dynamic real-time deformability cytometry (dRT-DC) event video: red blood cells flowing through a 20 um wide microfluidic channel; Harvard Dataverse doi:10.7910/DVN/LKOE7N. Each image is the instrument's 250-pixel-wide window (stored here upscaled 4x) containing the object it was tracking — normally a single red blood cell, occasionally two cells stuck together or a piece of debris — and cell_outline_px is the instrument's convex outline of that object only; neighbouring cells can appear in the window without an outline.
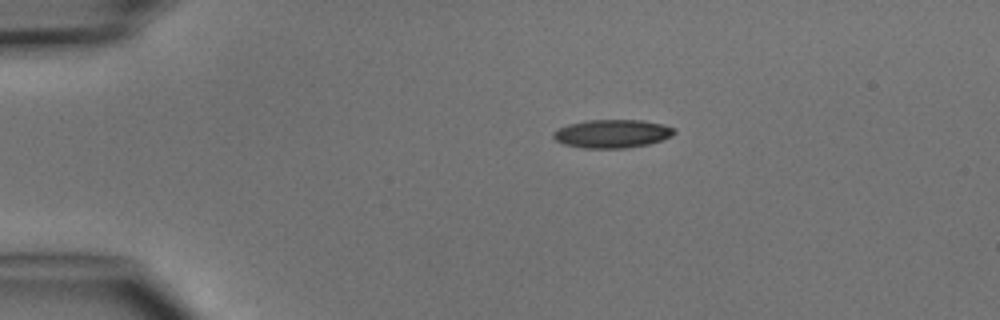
{"species": "common noctule bat (a hibernating species)", "species_latin": "Nyctalus noctula", "temperature_condition": "cold", "stored_images_in_passage": 2, "camera_frame_rate_fps": 3000, "um_per_image_px": 0.085, "animal": {"sex": "male", "body_mass_g": 15.6}, "frame": {"image": 1, "passage_image": 1, "time_ms": 0.0, "image_size_px": [1000, 320], "cell_outline_px": [[676, 132], [672, 136], [648, 144], [624, 148], [584, 148], [564, 144], [556, 140], [552, 136], [552, 132], [568, 124], [588, 120], [644, 120], [664, 124], [676, 128]], "centroid_in_image_um": [52.06, 11.35], "position_along_channel_um": 32.9, "area_um2": 20.0}}